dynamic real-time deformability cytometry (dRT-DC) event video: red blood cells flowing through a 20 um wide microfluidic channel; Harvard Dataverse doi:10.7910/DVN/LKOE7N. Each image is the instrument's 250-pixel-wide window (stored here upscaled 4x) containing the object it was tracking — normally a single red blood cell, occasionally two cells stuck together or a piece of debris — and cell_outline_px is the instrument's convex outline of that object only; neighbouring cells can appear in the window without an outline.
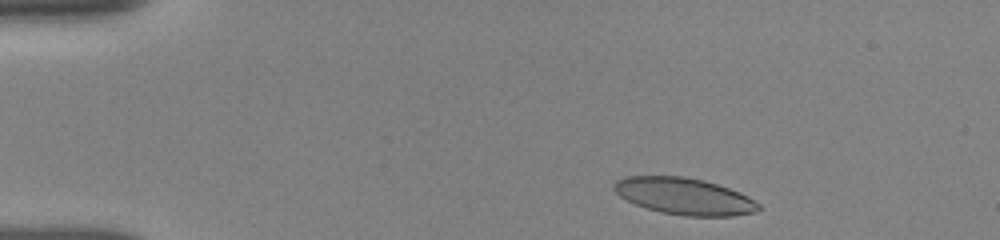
{"species": "human", "species_latin": "Homo sapiens", "temperature_condition": "room temperature", "stored_images_in_passage": 65, "camera_frame_rate_fps": 3000, "um_per_image_px": 0.085, "donor": {"sex": "female"}, "frame": {"image": 1, "passage_image": 3, "time_ms": 0.667, "image_size_px": [1000, 240], "cell_outline_px": [[760, 208], [752, 212], [732, 216], [684, 216], [660, 212], [644, 208], [620, 196], [612, 188], [612, 184], [616, 180], [624, 176], [684, 176], [704, 180], [740, 192], [748, 196], [760, 204]], "centroid_in_image_um": [58.13, 16.67], "position_along_channel_um": 26.9, "area_um2": 30.98}}
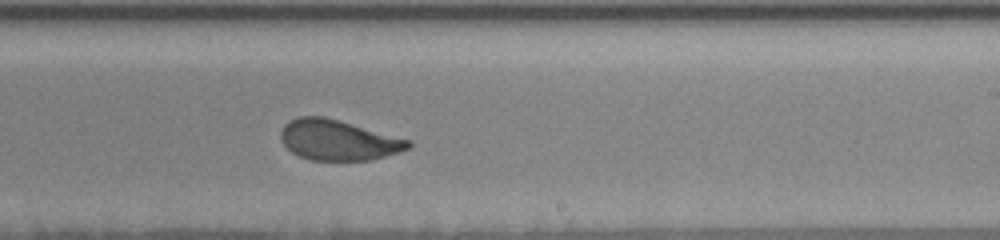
{"frame": {"image": 2, "passage_image": 37, "time_ms": 8.667, "image_size_px": [1000, 240], "cell_outline_px": [[412, 144], [408, 148], [384, 156], [368, 160], [312, 160], [300, 156], [292, 152], [280, 140], [280, 132], [284, 124], [288, 120], [300, 116], [324, 116], [412, 140]], "centroid_in_image_um": [28.71, 11.89], "position_along_channel_um": 260.3, "area_um2": 29.88}}
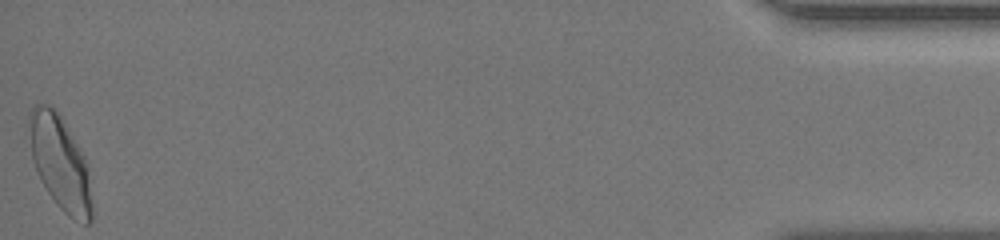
{"frame": {"image": 3, "passage_image": 65, "time_ms": 15.333, "image_size_px": [1000, 240], "cell_outline_px": [[92, 220], [88, 224], [84, 224], [68, 216], [56, 204], [40, 180], [32, 156], [32, 108], [36, 104], [52, 104], [64, 120], [84, 156], [88, 168], [92, 208]], "centroid_in_image_um": [5.17, 13.9], "position_along_channel_um": 430.0, "area_um2": 33.58}, "authors_computed_cell_mechanics": {"area_um2": 31.0386, "velocity_mm_per_s": 3.8392, "shape_relaxation_time_tau1_ms": 4.7821, "shape_relaxation_time_tau2_ms": 0.864, "deformation_change_tau1": 0.1476, "deformation_change_tau2": 0.0717}}